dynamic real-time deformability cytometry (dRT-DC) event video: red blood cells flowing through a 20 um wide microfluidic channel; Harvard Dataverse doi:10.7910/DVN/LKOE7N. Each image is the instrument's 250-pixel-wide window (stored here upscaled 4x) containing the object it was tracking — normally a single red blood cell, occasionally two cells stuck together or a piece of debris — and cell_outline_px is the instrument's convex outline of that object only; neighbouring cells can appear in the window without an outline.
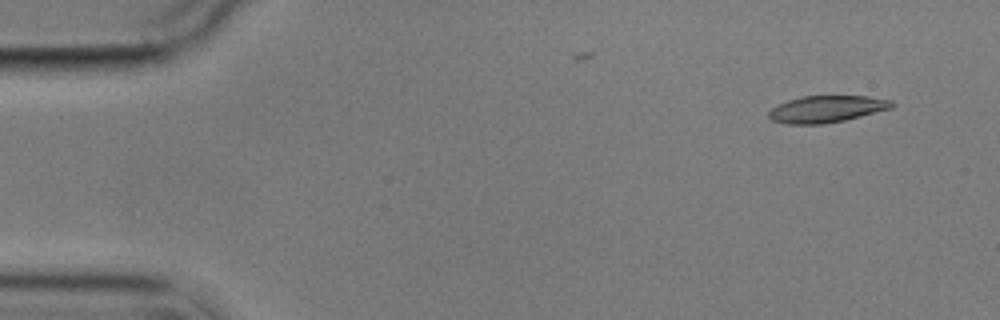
{"species": "common noctule bat (a hibernating species)", "species_latin": "Nyctalus noctula", "temperature_condition": "cold", "stored_images_in_passage": 6, "segment_of_instrument_passage": [2, 2], "camera_frame_rate_fps": 3000, "um_per_image_px": 0.085, "animal": {"sex": "male", "body_mass_g": 17.9}, "frame": {"image": 1, "passage_image": 6, "time_ms": 6.667, "image_size_px": [1000, 320], "cell_outline_px": [[896, 104], [892, 108], [844, 120], [824, 124], [784, 124], [772, 120], [768, 116], [768, 112], [772, 108], [788, 100], [804, 96], [864, 96], [892, 100]], "centroid_in_image_um": [70.26, 9.27], "position_along_channel_um": 14.7, "area_um2": 19.13}}